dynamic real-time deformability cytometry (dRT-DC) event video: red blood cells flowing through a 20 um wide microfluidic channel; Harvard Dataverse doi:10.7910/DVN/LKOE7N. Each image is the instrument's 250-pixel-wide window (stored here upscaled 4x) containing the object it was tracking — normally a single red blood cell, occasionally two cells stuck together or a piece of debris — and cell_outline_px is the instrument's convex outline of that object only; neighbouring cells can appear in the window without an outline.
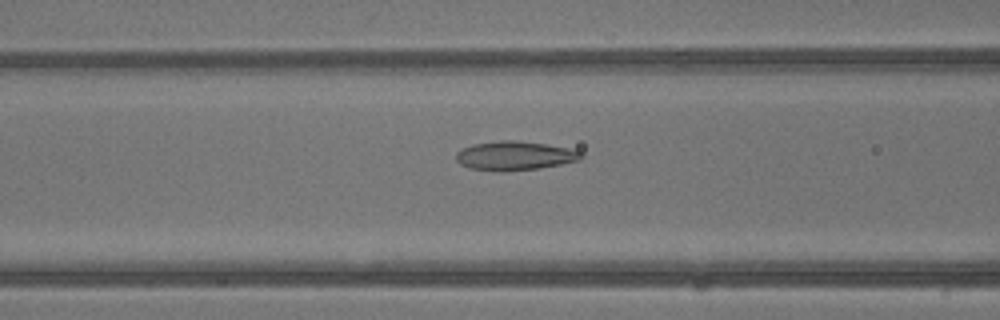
{"species": "common noctule bat (a hibernating species)", "species_latin": "Nyctalus noctula", "temperature_condition": "warm", "stored_images_in_passage": 26, "camera_frame_rate_fps": 3000, "um_per_image_px": 0.085, "animal": {"sex": "male", "body_mass_g": 13.3}, "frame": {"image": 1, "passage_image": 9, "time_ms": 2.667, "image_size_px": [1000, 320], "cell_outline_px": [[584, 156], [580, 160], [540, 168], [504, 172], [500, 172], [468, 168], [460, 164], [456, 160], [456, 152], [460, 148], [472, 144], [500, 140], [516, 140], [544, 144], [568, 148], [580, 152]], "centroid_in_image_um": [43.69, 13.24], "position_along_channel_um": 122.9, "area_um2": 21.33}}
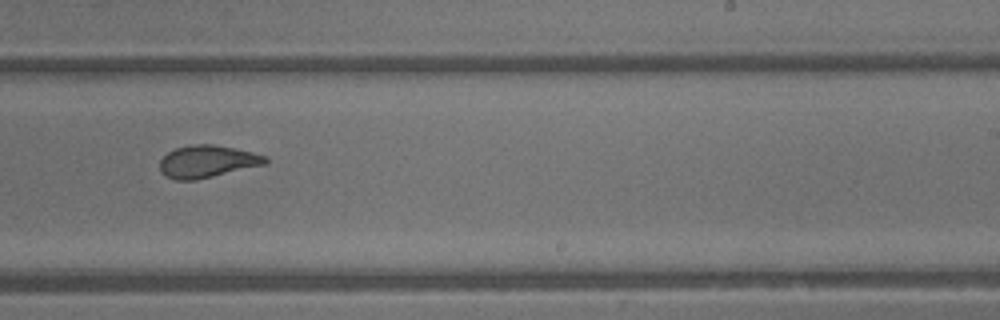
{"frame": {"image": 2, "passage_image": 18, "time_ms": 5.667, "image_size_px": [1000, 320], "cell_outline_px": [[268, 160], [264, 164], [196, 180], [176, 180], [164, 176], [160, 172], [160, 160], [168, 152], [176, 148], [192, 144], [212, 144], [252, 152], [268, 156]], "centroid_in_image_um": [17.58, 13.73], "position_along_channel_um": 271.4, "area_um2": 19.71}}
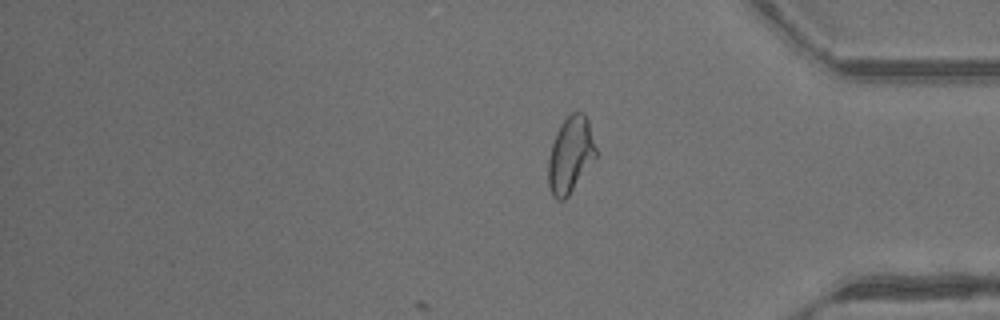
{"frame": {"image": 3, "passage_image": 26, "time_ms": 8.333, "image_size_px": [1000, 320], "cell_outline_px": [[596, 156], [568, 196], [564, 200], [556, 200], [552, 196], [548, 184], [548, 160], [552, 144], [556, 132], [560, 124], [572, 112], [584, 112], [588, 120], [596, 148]], "centroid_in_image_um": [48.47, 13.16], "position_along_channel_um": 386.7, "area_um2": 20.98}, "authors_computed_cell_mechanics": {"area_um2": 20.1433, "velocity_mm_per_s": 4.9568, "shape_relaxation_time_tau1_ms": 8.7252, "shape_relaxation_time_tau2_ms": 1.0806, "deformation_change_tau1": 0.2734, "deformation_change_tau2": 0.0732}}